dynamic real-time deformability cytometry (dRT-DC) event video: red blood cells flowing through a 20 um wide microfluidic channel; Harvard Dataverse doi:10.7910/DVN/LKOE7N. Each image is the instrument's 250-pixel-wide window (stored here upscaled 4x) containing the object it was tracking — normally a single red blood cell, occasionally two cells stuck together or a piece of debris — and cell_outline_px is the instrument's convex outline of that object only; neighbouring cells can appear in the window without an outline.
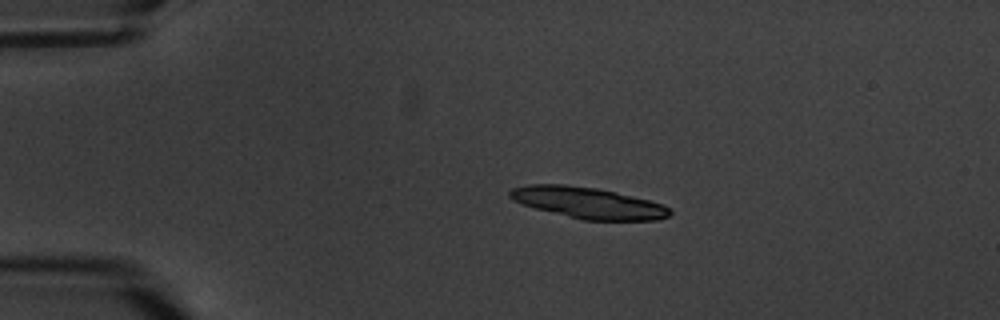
{"species": "common noctule bat (a hibernating species)", "species_latin": "Nyctalus noctula", "temperature_condition": "warm", "stored_images_in_passage": 8, "camera_frame_rate_fps": 3000, "um_per_image_px": 0.085, "animal": {"sex": "male", "body_mass_g": 20.1, "forearm_length_mm": 53.5}, "frame": {"image": 1, "passage_image": 2, "time_ms": 1.0, "image_size_px": [1000, 320], "cell_outline_px": [[672, 212], [668, 216], [656, 220], [584, 220], [536, 208], [512, 200], [508, 196], [508, 192], [512, 188], [528, 184], [564, 184], [596, 188], [616, 192], [664, 204]], "centroid_in_image_um": [49.97, 17.23], "position_along_channel_um": 35.0, "area_um2": 28.84}}